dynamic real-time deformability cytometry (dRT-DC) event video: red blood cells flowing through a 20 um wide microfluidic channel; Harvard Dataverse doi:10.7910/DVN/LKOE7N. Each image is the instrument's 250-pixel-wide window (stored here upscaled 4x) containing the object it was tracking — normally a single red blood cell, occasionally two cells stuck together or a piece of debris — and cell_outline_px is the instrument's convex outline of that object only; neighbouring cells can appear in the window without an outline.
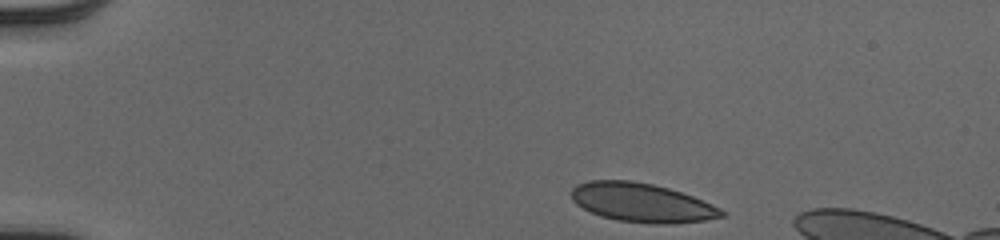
{"species": "human", "species_latin": "Homo sapiens", "temperature_condition": "cold", "stored_images_in_passage": 41, "camera_frame_rate_fps": 3000, "um_per_image_px": 0.085, "donor": {"sex": "male"}, "frame": {"image": 1, "passage_image": 1, "time_ms": 0.0, "image_size_px": [1000, 240], "cell_outline_px": [[724, 216], [704, 220], [672, 224], [652, 224], [616, 220], [600, 216], [576, 204], [572, 200], [572, 188], [576, 184], [588, 180], [632, 180], [652, 184], [668, 188], [692, 196], [712, 204], [720, 208], [724, 212]], "centroid_in_image_um": [54.53, 17.22], "position_along_channel_um": 30.5, "area_um2": 34.04}}
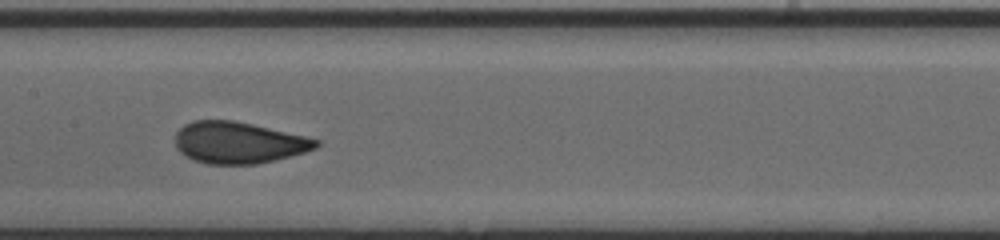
{"frame": {"image": 2, "passage_image": 19, "time_ms": 6.0, "image_size_px": [1000, 240], "cell_outline_px": [[320, 144], [316, 148], [304, 152], [256, 164], [208, 164], [192, 160], [180, 152], [176, 148], [176, 132], [184, 124], [192, 120], [232, 120], [252, 124], [304, 136], [320, 140]], "centroid_in_image_um": [20.23, 12.12], "position_along_channel_um": 187.2, "area_um2": 33.93}}
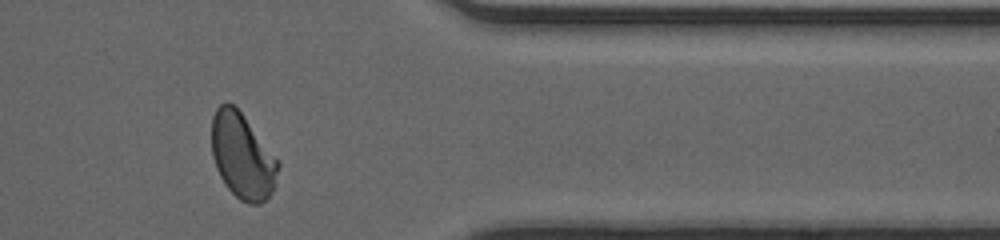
{"frame": {"image": 3, "passage_image": 35, "time_ms": 11.333, "image_size_px": [1000, 240], "cell_outline_px": [[280, 164], [276, 184], [272, 192], [260, 204], [248, 204], [240, 200], [224, 184], [216, 168], [212, 156], [212, 116], [216, 108], [220, 104], [228, 100], [244, 116], [280, 160]], "centroid_in_image_um": [20.62, 13.26], "position_along_channel_um": 390.8, "area_um2": 33.47}}